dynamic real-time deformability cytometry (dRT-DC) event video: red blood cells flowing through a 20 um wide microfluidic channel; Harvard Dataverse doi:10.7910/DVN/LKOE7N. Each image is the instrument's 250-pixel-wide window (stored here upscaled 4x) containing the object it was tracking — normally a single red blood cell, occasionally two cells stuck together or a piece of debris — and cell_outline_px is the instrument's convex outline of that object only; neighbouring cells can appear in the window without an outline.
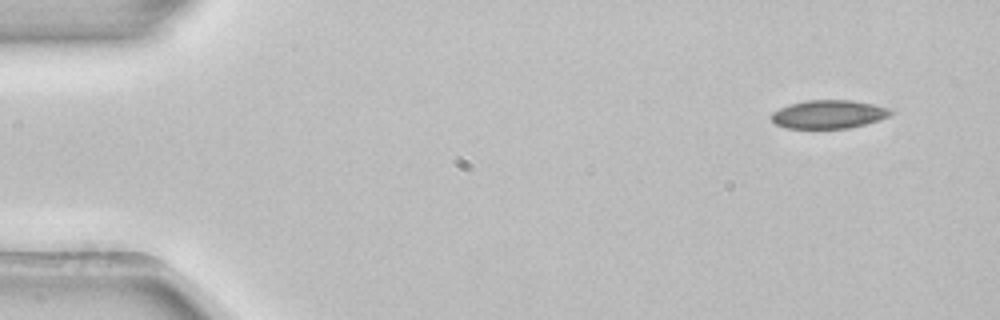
{"species": "common noctule bat (a hibernating species)", "species_latin": "Nyctalus noctula", "temperature_condition": "room temperature", "stored_images_in_passage": 3, "camera_frame_rate_fps": 3000, "um_per_image_px": 0.085, "animal": {"sex": "female", "body_mass_g": 22.7, "forearm_length_mm": 54.2}, "frame": {"image": 1, "passage_image": 1, "time_ms": 0.0, "image_size_px": [1000, 320], "cell_outline_px": [[896, 112], [888, 116], [864, 124], [848, 128], [788, 128], [776, 124], [768, 116], [772, 112], [788, 104], [808, 100], [852, 100], [892, 108]], "centroid_in_image_um": [70.43, 9.7], "position_along_channel_um": 14.6, "area_um2": 19.77}}